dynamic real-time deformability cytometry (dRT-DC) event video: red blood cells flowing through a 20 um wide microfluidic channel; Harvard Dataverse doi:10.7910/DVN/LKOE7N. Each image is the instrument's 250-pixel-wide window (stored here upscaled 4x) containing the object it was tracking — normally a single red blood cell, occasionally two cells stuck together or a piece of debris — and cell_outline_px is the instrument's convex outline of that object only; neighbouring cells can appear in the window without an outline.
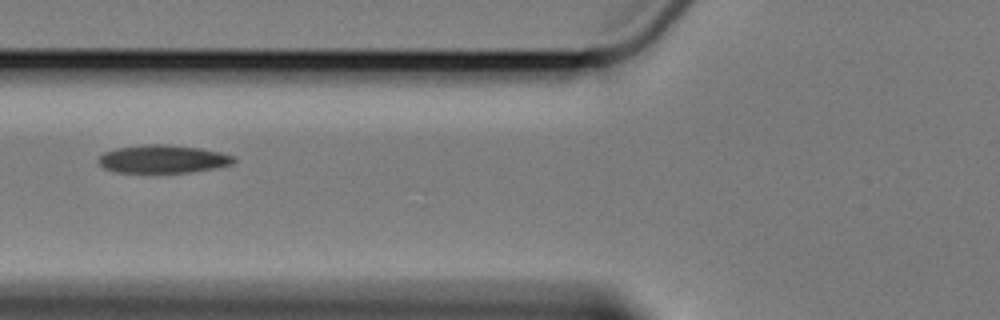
{"species": "Egyptian fruit bat (a non-hibernating species)", "species_latin": "Rousettus aegyptiacus", "temperature_condition": "cold", "stored_images_in_passage": 6, "camera_frame_rate_fps": 3000, "um_per_image_px": 0.085, "animal": {"sex": "female"}, "frame": {"image": 1, "passage_image": 4, "time_ms": 7.667, "image_size_px": [1000, 320], "cell_outline_px": [[236, 160], [232, 164], [216, 168], [192, 172], [116, 172], [104, 168], [100, 164], [100, 156], [104, 152], [116, 148], [144, 144], [168, 144], [200, 148], [220, 152], [236, 156]], "centroid_in_image_um": [13.89, 13.51], "position_along_channel_um": 111.9, "area_um2": 22.14}}
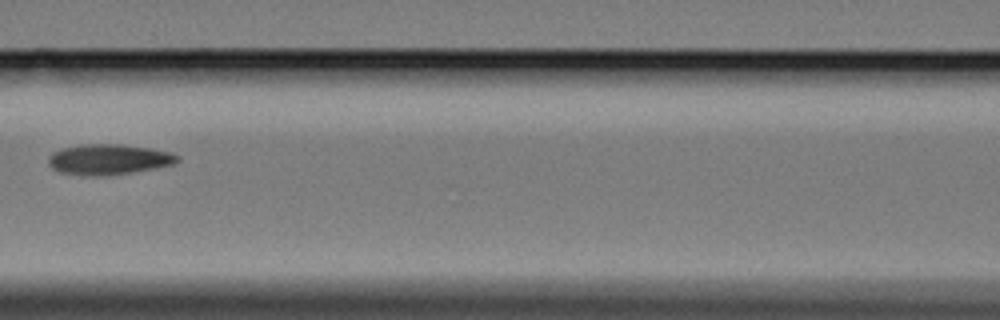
{"frame": {"image": 2, "passage_image": 5, "time_ms": 9.0, "image_size_px": [1000, 320], "cell_outline_px": [[180, 160], [176, 164], [156, 168], [132, 172], [104, 176], [84, 176], [60, 172], [52, 168], [48, 164], [48, 156], [52, 152], [64, 148], [80, 144], [120, 144], [152, 148], [172, 152], [180, 156]], "centroid_in_image_um": [9.27, 13.55], "position_along_channel_um": 157.3, "area_um2": 23.29}}
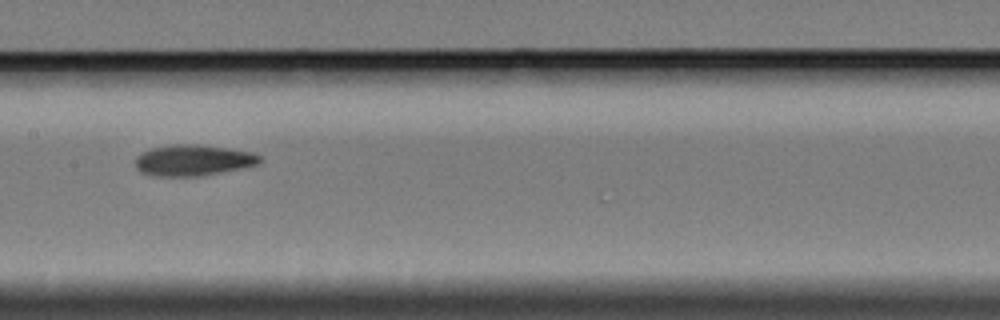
{"frame": {"image": 3, "passage_image": 6, "time_ms": 10.0, "image_size_px": [1000, 320], "cell_outline_px": [[264, 160], [260, 164], [200, 176], [156, 176], [140, 172], [136, 168], [136, 156], [140, 152], [152, 148], [172, 144], [196, 144], [228, 148], [252, 152], [260, 156]], "centroid_in_image_um": [16.41, 13.61], "position_along_channel_um": 191.0, "area_um2": 22.6}}